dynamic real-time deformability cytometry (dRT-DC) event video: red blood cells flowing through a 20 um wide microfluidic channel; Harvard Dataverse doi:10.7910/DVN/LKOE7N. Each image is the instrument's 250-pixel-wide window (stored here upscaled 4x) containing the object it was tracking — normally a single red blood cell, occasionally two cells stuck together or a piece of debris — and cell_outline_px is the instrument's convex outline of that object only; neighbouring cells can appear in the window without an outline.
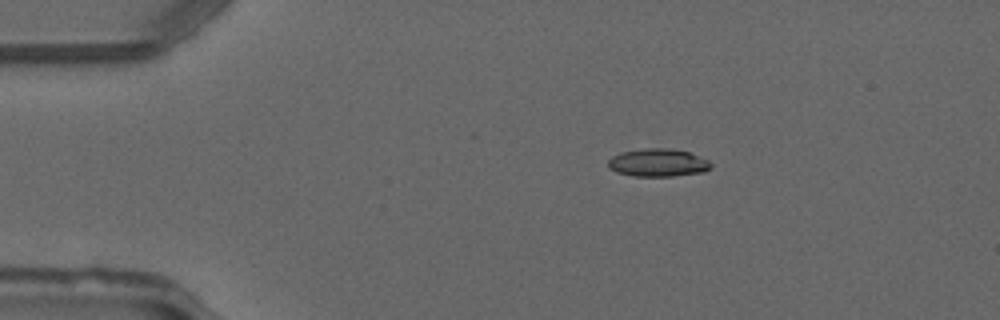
{"species": "common noctule bat (a hibernating species)", "species_latin": "Nyctalus noctula", "temperature_condition": "warm", "stored_images_in_passage": 51, "camera_frame_rate_fps": 3000, "um_per_image_px": 0.085, "animal": {"sex": "male", "forearm_length_mm": 52.5}, "frame": {"image": 1, "passage_image": 10, "time_ms": 3.0, "image_size_px": [1000, 320], "cell_outline_px": [[712, 168], [704, 172], [672, 176], [632, 176], [616, 172], [608, 168], [608, 160], [612, 156], [620, 152], [644, 148], [668, 148], [688, 152], [708, 160], [712, 164]], "centroid_in_image_um": [55.91, 13.83], "position_along_channel_um": 29.1, "area_um2": 16.82}}
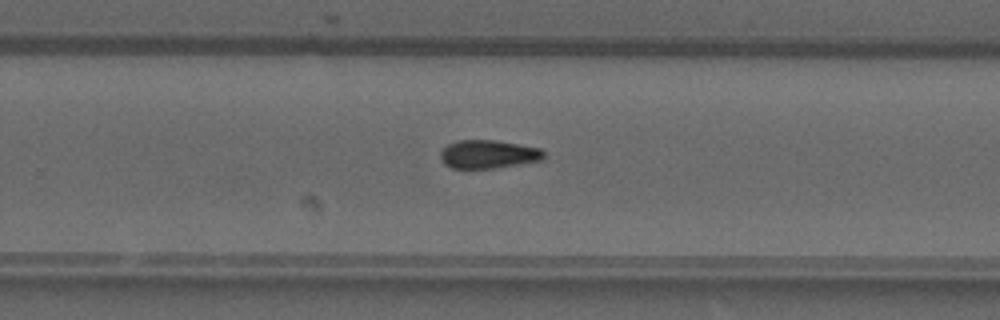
{"frame": {"image": 2, "passage_image": 33, "time_ms": 10.667, "image_size_px": [1000, 320], "cell_outline_px": [[544, 160], [492, 168], [452, 168], [444, 164], [440, 160], [440, 152], [448, 144], [456, 140], [496, 140], [540, 148], [544, 152]], "centroid_in_image_um": [41.48, 13.1], "position_along_channel_um": 288.3, "area_um2": 17.11}}
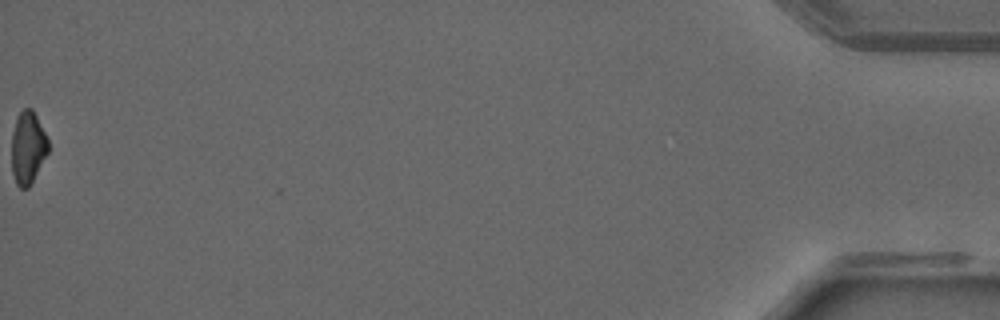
{"frame": {"image": 3, "passage_image": 51, "time_ms": 16.667, "image_size_px": [1000, 320], "cell_outline_px": [[48, 152], [28, 188], [20, 188], [16, 184], [12, 172], [12, 132], [16, 116], [24, 108], [32, 108], [48, 140]], "centroid_in_image_um": [2.34, 12.54], "position_along_channel_um": 432.9, "area_um2": 15.32}, "authors_computed_cell_mechanics": {"area_um2": 16.8776, "velocity_mm_per_s": 4.1413, "shape_relaxation_time_tau1_ms": null, "shape_relaxation_time_tau2_ms": 8.9429, "deformation_change_tau1": null, "deformation_change_tau2": 0.1769}}